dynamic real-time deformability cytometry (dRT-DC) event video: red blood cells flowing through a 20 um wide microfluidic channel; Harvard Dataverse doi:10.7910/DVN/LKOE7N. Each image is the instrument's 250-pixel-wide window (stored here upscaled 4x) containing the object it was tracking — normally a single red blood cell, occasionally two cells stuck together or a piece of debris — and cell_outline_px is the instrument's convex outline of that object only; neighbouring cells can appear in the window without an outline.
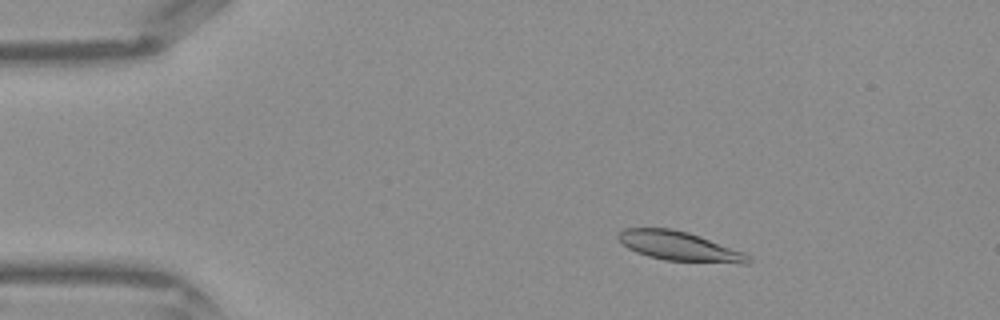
{"species": "Egyptian fruit bat (a non-hibernating species)", "species_latin": "Rousettus aegyptiacus", "temperature_condition": "warm", "stored_images_in_passage": 43, "camera_frame_rate_fps": 3000, "um_per_image_px": 0.085, "frame": {"image": 1, "passage_image": 7, "time_ms": 2.0, "image_size_px": [1000, 320], "cell_outline_px": [[752, 260], [748, 264], [740, 264], [664, 260], [648, 256], [636, 252], [628, 248], [616, 240], [616, 232], [624, 228], [672, 228], [688, 232], [700, 236], [744, 252]], "centroid_in_image_um": [57.7, 20.93], "position_along_channel_um": 27.3, "area_um2": 22.54}}
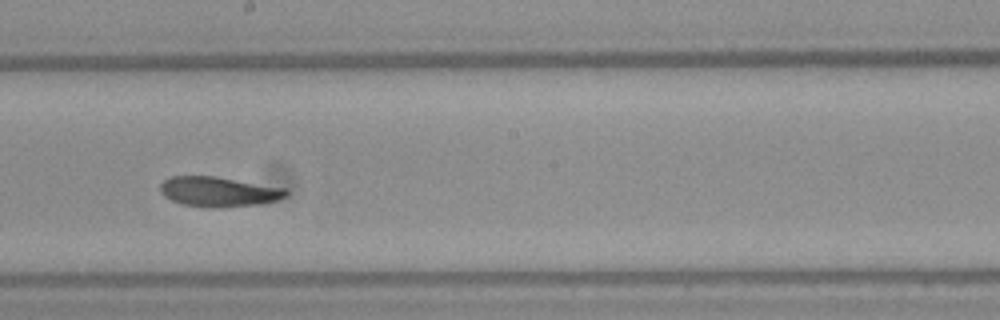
{"frame": {"image": 2, "passage_image": 24, "time_ms": 7.667, "image_size_px": [1000, 320], "cell_outline_px": [[288, 192], [284, 196], [276, 200], [260, 204], [216, 208], [208, 208], [180, 204], [164, 196], [160, 192], [160, 184], [164, 180], [172, 176], [216, 176], [288, 188]], "centroid_in_image_um": [18.57, 16.29], "position_along_channel_um": 229.6, "area_um2": 22.14}}
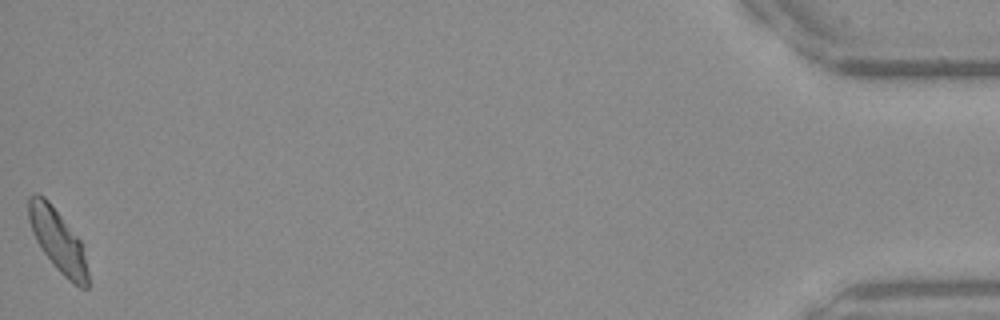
{"frame": {"image": 3, "passage_image": 43, "time_ms": 14.0, "image_size_px": [1000, 320], "cell_outline_px": [[88, 288], [80, 288], [68, 280], [60, 272], [40, 248], [32, 232], [28, 220], [28, 196], [36, 192], [44, 196], [48, 200], [80, 240], [88, 272]], "centroid_in_image_um": [4.88, 20.42], "position_along_channel_um": 430.3, "area_um2": 21.39}}